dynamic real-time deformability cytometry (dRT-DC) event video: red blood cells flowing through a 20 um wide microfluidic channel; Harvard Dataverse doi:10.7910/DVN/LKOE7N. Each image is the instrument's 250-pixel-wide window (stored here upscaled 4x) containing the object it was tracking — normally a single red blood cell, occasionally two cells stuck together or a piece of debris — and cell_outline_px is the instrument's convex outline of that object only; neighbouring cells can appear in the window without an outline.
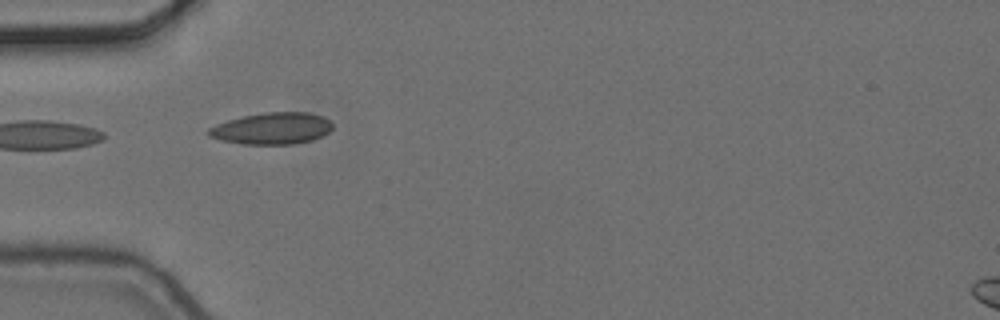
{"species": "common noctule bat (a hibernating species)", "species_latin": "Nyctalus noctula", "temperature_condition": "cold", "stored_images_in_passage": 3, "camera_frame_rate_fps": 3000, "um_per_image_px": 0.085, "animal": {"sex": "female", "body_mass_g": 24.6, "forearm_length_mm": 56.2}, "frame": {"image": 1, "passage_image": 2, "time_ms": 0.333, "image_size_px": [1000, 320], "cell_outline_px": [[332, 128], [328, 132], [312, 140], [292, 144], [244, 144], [220, 140], [208, 136], [208, 128], [216, 124], [228, 120], [244, 116], [264, 112], [312, 112], [324, 116], [332, 120]], "centroid_in_image_um": [23.14, 10.9], "position_along_channel_um": 61.9, "area_um2": 23.0}}